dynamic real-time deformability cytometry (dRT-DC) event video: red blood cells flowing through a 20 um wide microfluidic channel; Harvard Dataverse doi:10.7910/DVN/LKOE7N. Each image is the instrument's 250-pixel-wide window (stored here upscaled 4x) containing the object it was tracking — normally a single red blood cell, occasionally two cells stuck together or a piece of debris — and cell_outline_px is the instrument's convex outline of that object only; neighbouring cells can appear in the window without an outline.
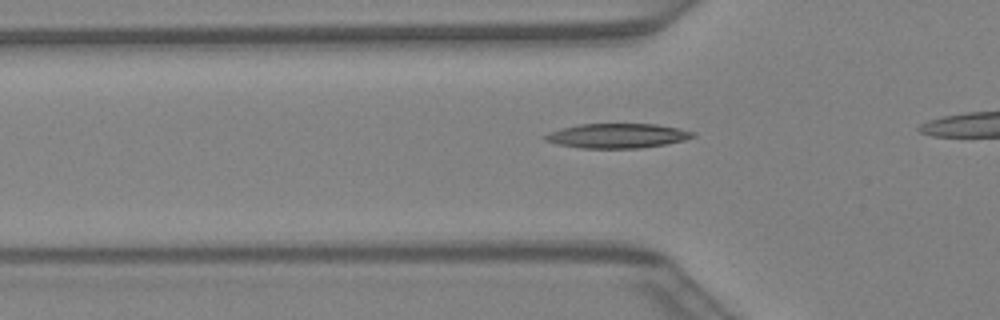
{"species": "Egyptian fruit bat (a non-hibernating species)", "species_latin": "Rousettus aegyptiacus", "temperature_condition": "warm", "stored_images_in_passage": 10, "camera_frame_rate_fps": 3000, "um_per_image_px": 0.085, "animal": {"sex": "female"}, "frame": {"image": 1, "passage_image": 5, "time_ms": 1.333, "image_size_px": [1000, 320], "cell_outline_px": [[696, 136], [684, 140], [664, 144], [640, 148], [580, 148], [556, 144], [544, 140], [540, 136], [560, 128], [580, 124], [656, 124], [696, 132]], "centroid_in_image_um": [52.42, 11.54], "position_along_channel_um": 73.4, "area_um2": 21.21}}
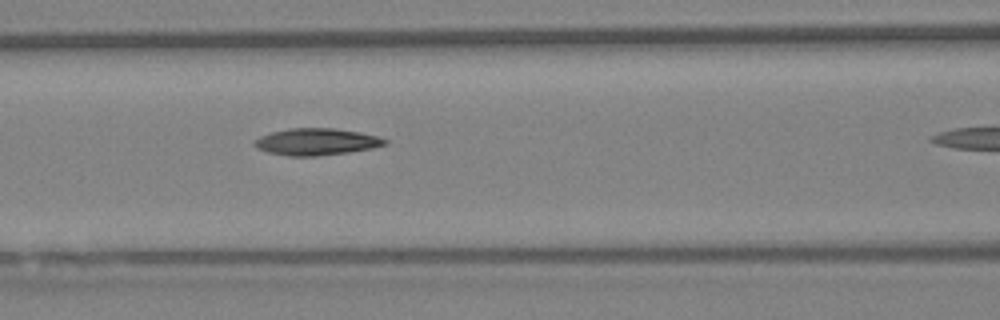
{"frame": {"image": 2, "passage_image": 9, "time_ms": 2.667, "image_size_px": [1000, 320], "cell_outline_px": [[388, 144], [372, 148], [348, 152], [316, 156], [288, 156], [268, 152], [256, 148], [252, 144], [252, 140], [260, 136], [272, 132], [288, 128], [336, 128], [360, 132], [376, 136], [388, 140]], "centroid_in_image_um": [26.86, 12.05], "position_along_channel_um": 139.7, "area_um2": 20.52}}